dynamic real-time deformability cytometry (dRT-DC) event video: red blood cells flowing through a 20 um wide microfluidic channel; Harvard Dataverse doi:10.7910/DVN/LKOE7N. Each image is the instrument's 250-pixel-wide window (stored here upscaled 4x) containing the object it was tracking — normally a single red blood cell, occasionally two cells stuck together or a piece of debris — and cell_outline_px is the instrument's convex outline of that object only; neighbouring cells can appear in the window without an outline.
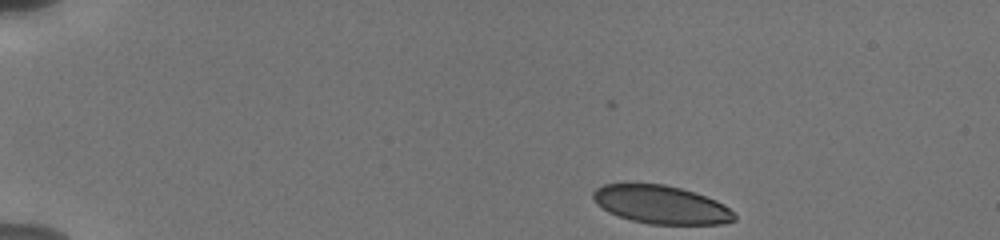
{"species": "human", "species_latin": "Homo sapiens", "temperature_condition": "cold", "stored_images_in_passage": 34, "camera_frame_rate_fps": 3000, "um_per_image_px": 0.085, "donor": {"sex": "male"}, "frame": {"image": 1, "passage_image": 1, "time_ms": 0.0, "image_size_px": [1000, 240], "cell_outline_px": [[736, 220], [724, 224], [648, 224], [632, 220], [608, 212], [592, 196], [592, 192], [596, 188], [604, 184], [664, 184], [696, 192], [716, 200], [724, 204], [736, 216]], "centroid_in_image_um": [56.24, 17.4], "position_along_channel_um": 28.8, "area_um2": 31.27}}
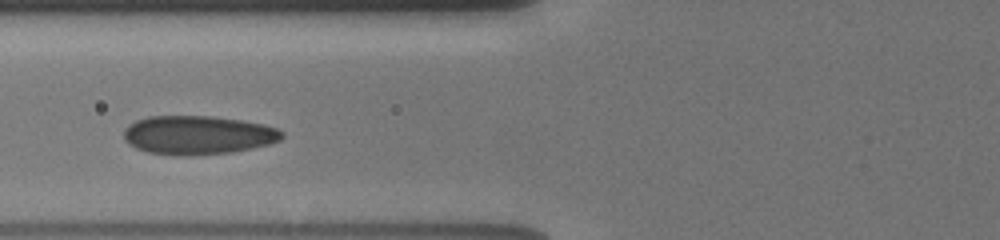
{"frame": {"image": 2, "passage_image": 23, "time_ms": 4.667, "image_size_px": [1000, 240], "cell_outline_px": [[284, 136], [280, 140], [272, 144], [232, 152], [184, 156], [180, 156], [148, 152], [136, 148], [128, 144], [124, 140], [124, 128], [128, 124], [136, 120], [148, 116], [212, 116], [240, 120], [260, 124], [276, 128], [284, 132]], "centroid_in_image_um": [16.8, 11.48], "position_along_channel_um": 109.0, "area_um2": 35.89}}
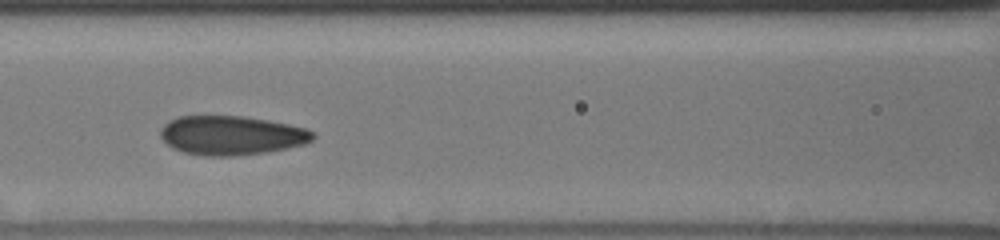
{"frame": {"image": 3, "passage_image": 28, "time_ms": 5.667, "image_size_px": [1000, 240], "cell_outline_px": [[316, 136], [312, 140], [304, 144], [268, 152], [232, 156], [204, 156], [184, 152], [172, 148], [160, 136], [160, 128], [168, 120], [180, 116], [244, 116], [268, 120], [308, 128]], "centroid_in_image_um": [19.67, 11.5], "position_along_channel_um": 146.9, "area_um2": 34.91}}